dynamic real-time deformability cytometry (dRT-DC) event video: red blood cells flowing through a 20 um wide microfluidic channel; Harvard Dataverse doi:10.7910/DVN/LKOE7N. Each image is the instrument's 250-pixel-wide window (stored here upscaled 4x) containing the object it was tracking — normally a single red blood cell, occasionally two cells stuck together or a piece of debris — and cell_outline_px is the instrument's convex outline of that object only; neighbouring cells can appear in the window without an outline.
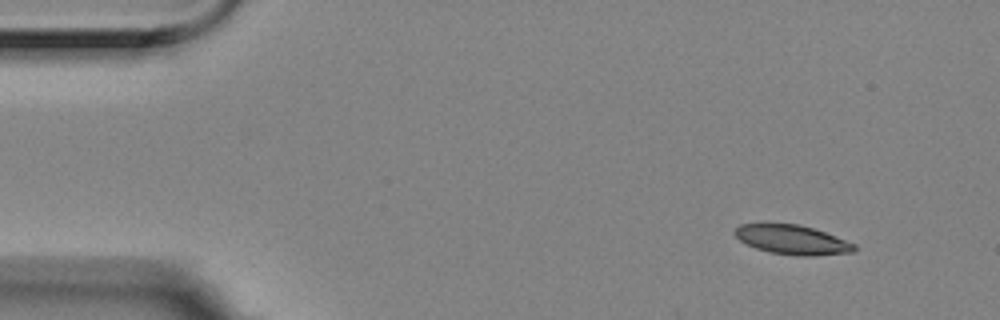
{"species": "Egyptian fruit bat (a non-hibernating species)", "species_latin": "Rousettus aegyptiacus", "temperature_condition": "room temperature", "stored_images_in_passage": 4, "camera_frame_rate_fps": 3000, "um_per_image_px": 0.085, "animal": {"sex": "female"}, "frame": {"image": 1, "passage_image": 1, "time_ms": 0.0, "image_size_px": [1000, 320], "cell_outline_px": [[856, 252], [816, 256], [796, 256], [768, 252], [756, 248], [740, 240], [732, 232], [740, 224], [800, 224], [824, 232], [856, 244]], "centroid_in_image_um": [67.37, 20.39], "position_along_channel_um": 17.6, "area_um2": 20.46}}
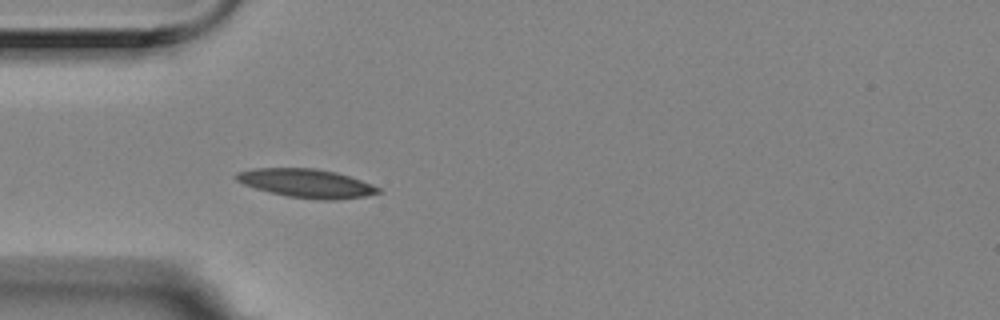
{"frame": {"image": 2, "passage_image": 4, "time_ms": 1.0, "image_size_px": [1000, 320], "cell_outline_px": [[380, 192], [364, 196], [336, 200], [320, 200], [288, 196], [268, 192], [244, 184], [236, 180], [232, 176], [236, 172], [256, 168], [316, 168], [336, 172], [372, 184], [380, 188]], "centroid_in_image_um": [26.01, 15.57], "position_along_channel_um": 59.0, "area_um2": 23.64}}